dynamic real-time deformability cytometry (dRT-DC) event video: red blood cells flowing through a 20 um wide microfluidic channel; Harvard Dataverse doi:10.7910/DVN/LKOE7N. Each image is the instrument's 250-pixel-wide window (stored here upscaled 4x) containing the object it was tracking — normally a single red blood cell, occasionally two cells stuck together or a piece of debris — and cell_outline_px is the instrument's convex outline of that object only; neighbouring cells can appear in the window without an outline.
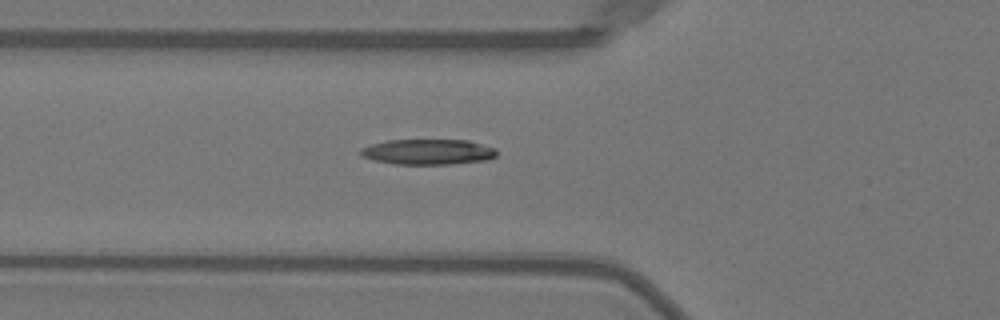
{"species": "Egyptian fruit bat (a non-hibernating species)", "species_latin": "Rousettus aegyptiacus", "temperature_condition": "warm", "stored_images_in_passage": 48, "camera_frame_rate_fps": 3000, "um_per_image_px": 0.085, "animal": {"sex": "female"}, "frame": {"image": 1, "passage_image": 16, "time_ms": 5.0, "image_size_px": [1000, 320], "cell_outline_px": [[496, 156], [488, 160], [452, 164], [392, 164], [372, 160], [360, 156], [360, 148], [372, 144], [388, 140], [468, 140], [496, 148]], "centroid_in_image_um": [36.36, 12.91], "position_along_channel_um": 89.4, "area_um2": 20.35}}
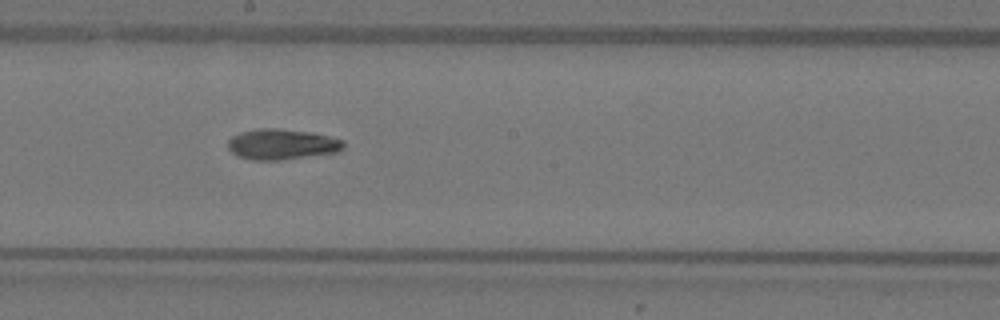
{"frame": {"image": 2, "passage_image": 26, "time_ms": 8.333, "image_size_px": [1000, 320], "cell_outline_px": [[344, 148], [340, 152], [280, 160], [252, 160], [236, 156], [228, 148], [228, 140], [232, 136], [240, 132], [260, 128], [276, 128], [308, 132], [328, 136], [344, 140]], "centroid_in_image_um": [23.95, 12.27], "position_along_channel_um": 224.2, "area_um2": 20.69}}
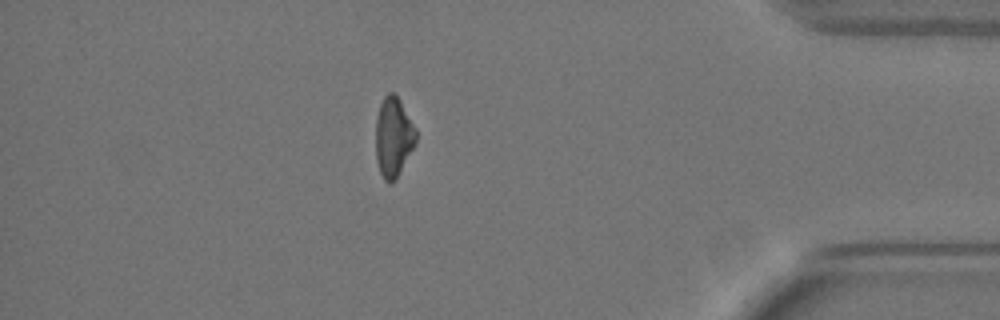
{"frame": {"image": 3, "passage_image": 42, "time_ms": 13.667, "image_size_px": [1000, 320], "cell_outline_px": [[416, 140], [396, 180], [392, 184], [388, 184], [384, 180], [380, 172], [376, 160], [376, 116], [380, 104], [384, 96], [388, 92], [392, 92], [400, 100], [416, 128]], "centroid_in_image_um": [33.42, 11.66], "position_along_channel_um": 401.8, "area_um2": 18.67}, "authors_computed_cell_mechanics": {"area_um2": 19.2474, "velocity_mm_per_s": 4.0174, "shape_relaxation_time_tau1_ms": 8.6137, "shape_relaxation_time_tau2_ms": 6.0497, "deformation_change_tau1": 0.2579, "deformation_change_tau2": 0.1346}}